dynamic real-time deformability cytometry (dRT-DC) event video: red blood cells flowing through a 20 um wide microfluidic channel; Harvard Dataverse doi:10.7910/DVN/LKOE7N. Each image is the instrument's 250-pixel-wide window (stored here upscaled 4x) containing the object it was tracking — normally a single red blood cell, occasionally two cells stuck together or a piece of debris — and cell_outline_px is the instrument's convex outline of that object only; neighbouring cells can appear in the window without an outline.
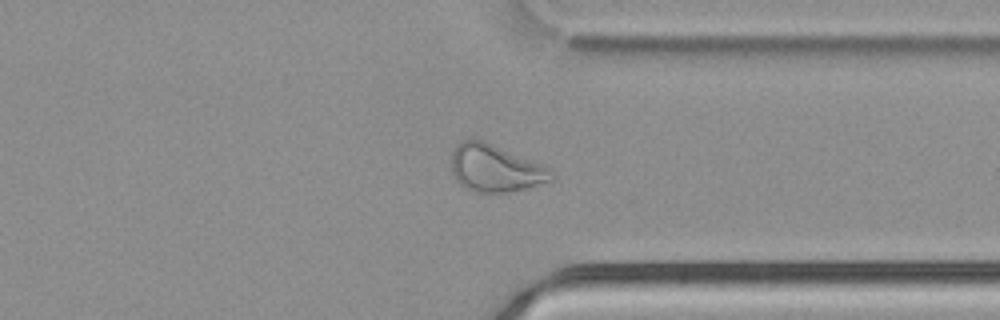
{"species": "common noctule bat (a hibernating species)", "species_latin": "Nyctalus noctula", "temperature_condition": "cold", "stored_images_in_passage": 34, "camera_frame_rate_fps": 3000, "um_per_image_px": 0.085, "animal": {"sex": "male", "body_mass_g": 21.5, "forearm_length_mm": 52.0}, "frame": {"image": 1, "passage_image": 25, "time_ms": 8.0, "image_size_px": [1000, 320], "cell_outline_px": [[556, 176], [552, 180], [524, 188], [508, 192], [476, 192], [460, 184], [456, 180], [452, 172], [452, 152], [456, 144], [460, 140], [468, 136], [484, 140], [544, 164]], "centroid_in_image_um": [42.08, 14.25], "position_along_channel_um": 369.3, "area_um2": 27.86}}